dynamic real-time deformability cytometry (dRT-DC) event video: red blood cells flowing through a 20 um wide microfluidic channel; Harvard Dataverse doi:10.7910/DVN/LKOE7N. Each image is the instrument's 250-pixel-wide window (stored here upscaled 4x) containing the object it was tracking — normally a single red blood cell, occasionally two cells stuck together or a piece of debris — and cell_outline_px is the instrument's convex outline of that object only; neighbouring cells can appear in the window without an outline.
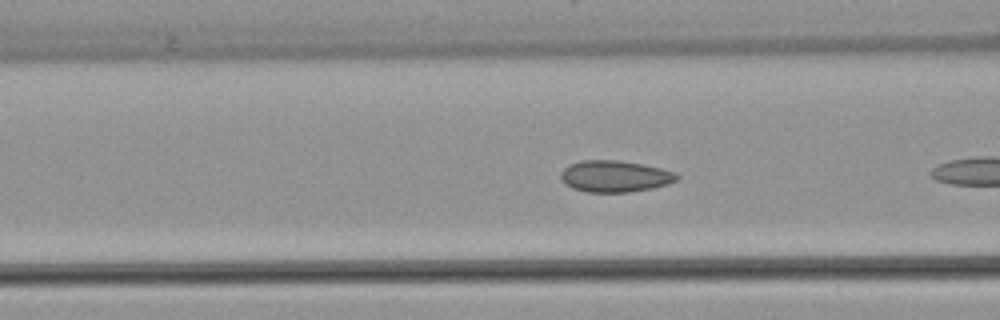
{"species": "common noctule bat (a hibernating species)", "species_latin": "Nyctalus noctula", "temperature_condition": "warm", "stored_images_in_passage": 6, "camera_frame_rate_fps": 3000, "um_per_image_px": 0.085, "animal": {"sex": "female", "body_mass_g": 22.7, "forearm_length_mm": 54.2}, "frame": {"image": 1, "passage_image": 5, "time_ms": 1.333, "image_size_px": [1000, 320], "cell_outline_px": [[680, 176], [676, 180], [668, 184], [652, 188], [628, 192], [588, 192], [572, 188], [564, 184], [560, 180], [560, 172], [568, 164], [580, 160], [616, 160], [644, 164], [676, 172]], "centroid_in_image_um": [52.23, 14.98], "position_along_channel_um": 114.4, "area_um2": 21.56}}